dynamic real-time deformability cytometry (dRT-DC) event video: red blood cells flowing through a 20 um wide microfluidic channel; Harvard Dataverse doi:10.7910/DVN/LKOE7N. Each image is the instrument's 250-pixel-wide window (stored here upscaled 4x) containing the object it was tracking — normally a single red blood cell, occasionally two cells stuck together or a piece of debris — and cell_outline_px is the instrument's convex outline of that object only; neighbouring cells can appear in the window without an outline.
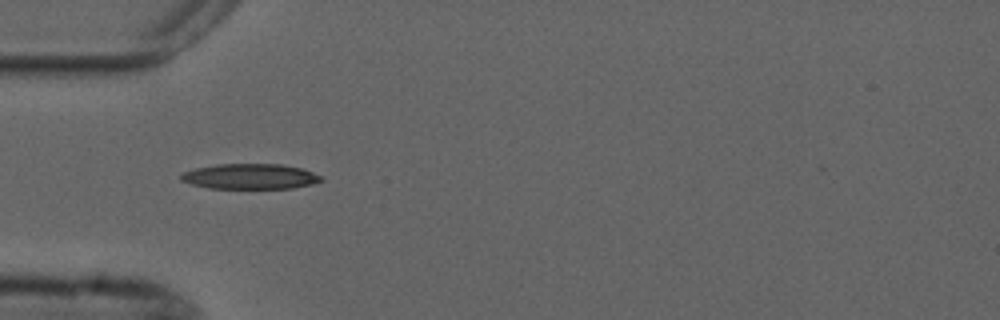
{"species": "common noctule bat (a hibernating species)", "species_latin": "Nyctalus noctula", "temperature_condition": "cold", "stored_images_in_passage": 5, "camera_frame_rate_fps": 3000, "um_per_image_px": 0.085, "animal": {"sex": "male", "forearm_length_mm": 52.5}, "frame": {"image": 1, "passage_image": 4, "time_ms": 3.667, "image_size_px": [1000, 320], "cell_outline_px": [[324, 180], [312, 184], [292, 188], [208, 188], [192, 184], [180, 180], [180, 176], [184, 172], [196, 168], [216, 164], [280, 164], [304, 168], [324, 176]], "centroid_in_image_um": [21.32, 14.99], "position_along_channel_um": 63.7, "area_um2": 20.81}}
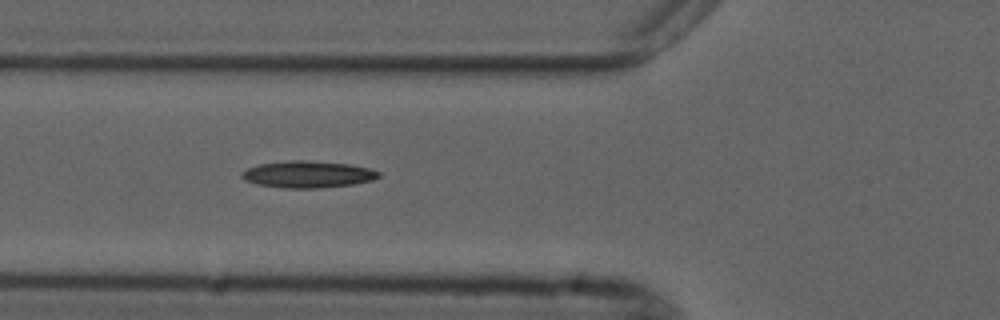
{"frame": {"image": 2, "passage_image": 5, "time_ms": 4.667, "image_size_px": [1000, 320], "cell_outline_px": [[380, 176], [372, 180], [352, 184], [316, 188], [284, 188], [256, 184], [244, 180], [240, 176], [240, 172], [248, 168], [260, 164], [288, 160], [304, 160], [348, 164], [368, 168], [380, 172]], "centroid_in_image_um": [26.11, 14.82], "position_along_channel_um": 99.7, "area_um2": 21.27}}